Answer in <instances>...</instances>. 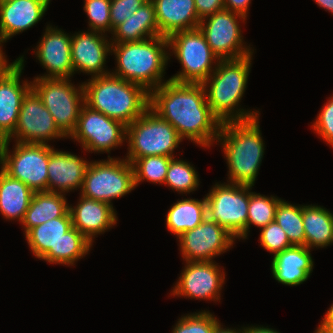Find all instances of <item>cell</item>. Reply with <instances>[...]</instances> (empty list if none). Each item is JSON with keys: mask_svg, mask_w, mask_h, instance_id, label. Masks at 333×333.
Returning a JSON list of instances; mask_svg holds the SVG:
<instances>
[{"mask_svg": "<svg viewBox=\"0 0 333 333\" xmlns=\"http://www.w3.org/2000/svg\"><path fill=\"white\" fill-rule=\"evenodd\" d=\"M149 107L182 139L209 148L218 138L221 122L211 112L203 84L169 80L150 92Z\"/></svg>", "mask_w": 333, "mask_h": 333, "instance_id": "obj_1", "label": "cell"}, {"mask_svg": "<svg viewBox=\"0 0 333 333\" xmlns=\"http://www.w3.org/2000/svg\"><path fill=\"white\" fill-rule=\"evenodd\" d=\"M216 142L226 158L228 183L254 186L265 150L259 116L221 123Z\"/></svg>", "mask_w": 333, "mask_h": 333, "instance_id": "obj_2", "label": "cell"}, {"mask_svg": "<svg viewBox=\"0 0 333 333\" xmlns=\"http://www.w3.org/2000/svg\"><path fill=\"white\" fill-rule=\"evenodd\" d=\"M252 55L220 60L202 83L211 112L221 123L249 120L260 115L259 111L239 107L247 87Z\"/></svg>", "mask_w": 333, "mask_h": 333, "instance_id": "obj_3", "label": "cell"}, {"mask_svg": "<svg viewBox=\"0 0 333 333\" xmlns=\"http://www.w3.org/2000/svg\"><path fill=\"white\" fill-rule=\"evenodd\" d=\"M168 38L156 36L141 41L111 45L115 55L116 69L112 75L143 86L149 93L169 81L164 80L165 69L170 60Z\"/></svg>", "mask_w": 333, "mask_h": 333, "instance_id": "obj_4", "label": "cell"}, {"mask_svg": "<svg viewBox=\"0 0 333 333\" xmlns=\"http://www.w3.org/2000/svg\"><path fill=\"white\" fill-rule=\"evenodd\" d=\"M85 104L125 126L140 117L150 104V93L141 85L110 74L83 82Z\"/></svg>", "mask_w": 333, "mask_h": 333, "instance_id": "obj_5", "label": "cell"}, {"mask_svg": "<svg viewBox=\"0 0 333 333\" xmlns=\"http://www.w3.org/2000/svg\"><path fill=\"white\" fill-rule=\"evenodd\" d=\"M128 152L126 159L146 156L175 157L174 149L183 139L176 129L150 107L126 126Z\"/></svg>", "mask_w": 333, "mask_h": 333, "instance_id": "obj_6", "label": "cell"}, {"mask_svg": "<svg viewBox=\"0 0 333 333\" xmlns=\"http://www.w3.org/2000/svg\"><path fill=\"white\" fill-rule=\"evenodd\" d=\"M168 43L169 51L172 50L169 56L173 53L182 66L181 71L169 78L171 81L202 84L220 61L199 28L175 32L168 37Z\"/></svg>", "mask_w": 333, "mask_h": 333, "instance_id": "obj_7", "label": "cell"}, {"mask_svg": "<svg viewBox=\"0 0 333 333\" xmlns=\"http://www.w3.org/2000/svg\"><path fill=\"white\" fill-rule=\"evenodd\" d=\"M70 79L36 77L31 81V88L67 138L76 129L81 108L85 104L83 83L76 87Z\"/></svg>", "mask_w": 333, "mask_h": 333, "instance_id": "obj_8", "label": "cell"}, {"mask_svg": "<svg viewBox=\"0 0 333 333\" xmlns=\"http://www.w3.org/2000/svg\"><path fill=\"white\" fill-rule=\"evenodd\" d=\"M135 188L131 163L108 155L107 160L90 161L80 195L113 206V199L121 198Z\"/></svg>", "mask_w": 333, "mask_h": 333, "instance_id": "obj_9", "label": "cell"}, {"mask_svg": "<svg viewBox=\"0 0 333 333\" xmlns=\"http://www.w3.org/2000/svg\"><path fill=\"white\" fill-rule=\"evenodd\" d=\"M0 142V168L11 178L20 180L33 192L47 191L49 144Z\"/></svg>", "mask_w": 333, "mask_h": 333, "instance_id": "obj_10", "label": "cell"}, {"mask_svg": "<svg viewBox=\"0 0 333 333\" xmlns=\"http://www.w3.org/2000/svg\"><path fill=\"white\" fill-rule=\"evenodd\" d=\"M205 197L207 217L236 239H247L249 185L217 182Z\"/></svg>", "mask_w": 333, "mask_h": 333, "instance_id": "obj_11", "label": "cell"}, {"mask_svg": "<svg viewBox=\"0 0 333 333\" xmlns=\"http://www.w3.org/2000/svg\"><path fill=\"white\" fill-rule=\"evenodd\" d=\"M238 19L245 22L247 18L230 10L222 9L200 20L198 28L220 60L240 59L254 53V49L252 50L250 45L243 42Z\"/></svg>", "mask_w": 333, "mask_h": 333, "instance_id": "obj_12", "label": "cell"}, {"mask_svg": "<svg viewBox=\"0 0 333 333\" xmlns=\"http://www.w3.org/2000/svg\"><path fill=\"white\" fill-rule=\"evenodd\" d=\"M80 143L90 153H110L126 141V126L84 104L76 129L68 137Z\"/></svg>", "mask_w": 333, "mask_h": 333, "instance_id": "obj_13", "label": "cell"}, {"mask_svg": "<svg viewBox=\"0 0 333 333\" xmlns=\"http://www.w3.org/2000/svg\"><path fill=\"white\" fill-rule=\"evenodd\" d=\"M54 118L31 88L24 96L14 133L7 139L21 143L48 144L49 140L66 138Z\"/></svg>", "mask_w": 333, "mask_h": 333, "instance_id": "obj_14", "label": "cell"}, {"mask_svg": "<svg viewBox=\"0 0 333 333\" xmlns=\"http://www.w3.org/2000/svg\"><path fill=\"white\" fill-rule=\"evenodd\" d=\"M177 239L182 258L186 262L213 261L216 256L233 247L236 240L225 228L208 217Z\"/></svg>", "mask_w": 333, "mask_h": 333, "instance_id": "obj_15", "label": "cell"}, {"mask_svg": "<svg viewBox=\"0 0 333 333\" xmlns=\"http://www.w3.org/2000/svg\"><path fill=\"white\" fill-rule=\"evenodd\" d=\"M225 276L215 261L186 262L171 295L220 302Z\"/></svg>", "mask_w": 333, "mask_h": 333, "instance_id": "obj_16", "label": "cell"}, {"mask_svg": "<svg viewBox=\"0 0 333 333\" xmlns=\"http://www.w3.org/2000/svg\"><path fill=\"white\" fill-rule=\"evenodd\" d=\"M107 34L87 30L75 32L71 37L73 73L83 72L92 77L110 74L105 70L106 58L111 53V41Z\"/></svg>", "mask_w": 333, "mask_h": 333, "instance_id": "obj_17", "label": "cell"}, {"mask_svg": "<svg viewBox=\"0 0 333 333\" xmlns=\"http://www.w3.org/2000/svg\"><path fill=\"white\" fill-rule=\"evenodd\" d=\"M50 24L34 49L39 63L46 69L47 74L38 78H70L74 75L71 59V37L68 33Z\"/></svg>", "mask_w": 333, "mask_h": 333, "instance_id": "obj_18", "label": "cell"}, {"mask_svg": "<svg viewBox=\"0 0 333 333\" xmlns=\"http://www.w3.org/2000/svg\"><path fill=\"white\" fill-rule=\"evenodd\" d=\"M24 55L19 62L0 81V142L7 140L15 130L22 100L31 89V81L22 80Z\"/></svg>", "mask_w": 333, "mask_h": 333, "instance_id": "obj_19", "label": "cell"}, {"mask_svg": "<svg viewBox=\"0 0 333 333\" xmlns=\"http://www.w3.org/2000/svg\"><path fill=\"white\" fill-rule=\"evenodd\" d=\"M89 163L71 152L58 151L49 145L47 191L65 194L81 190Z\"/></svg>", "mask_w": 333, "mask_h": 333, "instance_id": "obj_20", "label": "cell"}, {"mask_svg": "<svg viewBox=\"0 0 333 333\" xmlns=\"http://www.w3.org/2000/svg\"><path fill=\"white\" fill-rule=\"evenodd\" d=\"M76 206L69 205L72 226L94 243L96 235L104 234L117 224V213L112 205L80 195Z\"/></svg>", "mask_w": 333, "mask_h": 333, "instance_id": "obj_21", "label": "cell"}, {"mask_svg": "<svg viewBox=\"0 0 333 333\" xmlns=\"http://www.w3.org/2000/svg\"><path fill=\"white\" fill-rule=\"evenodd\" d=\"M48 5L41 0H12L0 4V46L37 24Z\"/></svg>", "mask_w": 333, "mask_h": 333, "instance_id": "obj_22", "label": "cell"}, {"mask_svg": "<svg viewBox=\"0 0 333 333\" xmlns=\"http://www.w3.org/2000/svg\"><path fill=\"white\" fill-rule=\"evenodd\" d=\"M311 250L293 245L273 256L271 272L278 283L297 286L305 282L313 272Z\"/></svg>", "mask_w": 333, "mask_h": 333, "instance_id": "obj_23", "label": "cell"}, {"mask_svg": "<svg viewBox=\"0 0 333 333\" xmlns=\"http://www.w3.org/2000/svg\"><path fill=\"white\" fill-rule=\"evenodd\" d=\"M160 36L169 37L178 31L192 30L199 26L194 0H151Z\"/></svg>", "mask_w": 333, "mask_h": 333, "instance_id": "obj_24", "label": "cell"}, {"mask_svg": "<svg viewBox=\"0 0 333 333\" xmlns=\"http://www.w3.org/2000/svg\"><path fill=\"white\" fill-rule=\"evenodd\" d=\"M72 227V219L68 211L63 217L31 228L25 234V238L36 258L50 264H57L58 241Z\"/></svg>", "mask_w": 333, "mask_h": 333, "instance_id": "obj_25", "label": "cell"}, {"mask_svg": "<svg viewBox=\"0 0 333 333\" xmlns=\"http://www.w3.org/2000/svg\"><path fill=\"white\" fill-rule=\"evenodd\" d=\"M111 34L113 35L110 38L112 44L141 41L160 36L153 2L151 0L145 2Z\"/></svg>", "mask_w": 333, "mask_h": 333, "instance_id": "obj_26", "label": "cell"}, {"mask_svg": "<svg viewBox=\"0 0 333 333\" xmlns=\"http://www.w3.org/2000/svg\"><path fill=\"white\" fill-rule=\"evenodd\" d=\"M66 194L49 191L34 192L21 224L26 234L46 221L63 217L69 211Z\"/></svg>", "mask_w": 333, "mask_h": 333, "instance_id": "obj_27", "label": "cell"}, {"mask_svg": "<svg viewBox=\"0 0 333 333\" xmlns=\"http://www.w3.org/2000/svg\"><path fill=\"white\" fill-rule=\"evenodd\" d=\"M33 193L26 184L11 178L0 168V214L6 220L18 219L21 223Z\"/></svg>", "mask_w": 333, "mask_h": 333, "instance_id": "obj_28", "label": "cell"}, {"mask_svg": "<svg viewBox=\"0 0 333 333\" xmlns=\"http://www.w3.org/2000/svg\"><path fill=\"white\" fill-rule=\"evenodd\" d=\"M305 246L324 248L333 244V213L323 206L302 205Z\"/></svg>", "mask_w": 333, "mask_h": 333, "instance_id": "obj_29", "label": "cell"}, {"mask_svg": "<svg viewBox=\"0 0 333 333\" xmlns=\"http://www.w3.org/2000/svg\"><path fill=\"white\" fill-rule=\"evenodd\" d=\"M207 217L206 197L186 198L174 203L168 210L166 225L170 233L180 237L184 232L199 226Z\"/></svg>", "mask_w": 333, "mask_h": 333, "instance_id": "obj_30", "label": "cell"}, {"mask_svg": "<svg viewBox=\"0 0 333 333\" xmlns=\"http://www.w3.org/2000/svg\"><path fill=\"white\" fill-rule=\"evenodd\" d=\"M275 221L286 232L292 245L305 246L302 205H292L282 199L275 211Z\"/></svg>", "mask_w": 333, "mask_h": 333, "instance_id": "obj_31", "label": "cell"}, {"mask_svg": "<svg viewBox=\"0 0 333 333\" xmlns=\"http://www.w3.org/2000/svg\"><path fill=\"white\" fill-rule=\"evenodd\" d=\"M167 156H146L128 160L134 172L135 187L142 181L164 184L170 160Z\"/></svg>", "mask_w": 333, "mask_h": 333, "instance_id": "obj_32", "label": "cell"}, {"mask_svg": "<svg viewBox=\"0 0 333 333\" xmlns=\"http://www.w3.org/2000/svg\"><path fill=\"white\" fill-rule=\"evenodd\" d=\"M199 177L196 169L189 162L172 158L167 170L164 184L178 193H191L199 187Z\"/></svg>", "mask_w": 333, "mask_h": 333, "instance_id": "obj_33", "label": "cell"}, {"mask_svg": "<svg viewBox=\"0 0 333 333\" xmlns=\"http://www.w3.org/2000/svg\"><path fill=\"white\" fill-rule=\"evenodd\" d=\"M252 186H249V206L247 218V236L251 225L260 229L266 227L270 222L275 221V211L282 200L275 196H265L260 193L251 192Z\"/></svg>", "mask_w": 333, "mask_h": 333, "instance_id": "obj_34", "label": "cell"}, {"mask_svg": "<svg viewBox=\"0 0 333 333\" xmlns=\"http://www.w3.org/2000/svg\"><path fill=\"white\" fill-rule=\"evenodd\" d=\"M92 245L93 243L72 227L58 241L57 264L73 266L88 254Z\"/></svg>", "mask_w": 333, "mask_h": 333, "instance_id": "obj_35", "label": "cell"}, {"mask_svg": "<svg viewBox=\"0 0 333 333\" xmlns=\"http://www.w3.org/2000/svg\"><path fill=\"white\" fill-rule=\"evenodd\" d=\"M220 321L206 310L181 316L172 333H214Z\"/></svg>", "mask_w": 333, "mask_h": 333, "instance_id": "obj_36", "label": "cell"}, {"mask_svg": "<svg viewBox=\"0 0 333 333\" xmlns=\"http://www.w3.org/2000/svg\"><path fill=\"white\" fill-rule=\"evenodd\" d=\"M111 0H84V11L89 20V29L107 34L111 33Z\"/></svg>", "mask_w": 333, "mask_h": 333, "instance_id": "obj_37", "label": "cell"}, {"mask_svg": "<svg viewBox=\"0 0 333 333\" xmlns=\"http://www.w3.org/2000/svg\"><path fill=\"white\" fill-rule=\"evenodd\" d=\"M260 244L263 248L274 255L293 246L286 232L276 222H270L266 227L261 228L259 237Z\"/></svg>", "mask_w": 333, "mask_h": 333, "instance_id": "obj_38", "label": "cell"}, {"mask_svg": "<svg viewBox=\"0 0 333 333\" xmlns=\"http://www.w3.org/2000/svg\"><path fill=\"white\" fill-rule=\"evenodd\" d=\"M311 127L333 147V96L322 106Z\"/></svg>", "mask_w": 333, "mask_h": 333, "instance_id": "obj_39", "label": "cell"}, {"mask_svg": "<svg viewBox=\"0 0 333 333\" xmlns=\"http://www.w3.org/2000/svg\"><path fill=\"white\" fill-rule=\"evenodd\" d=\"M148 0H111V33Z\"/></svg>", "mask_w": 333, "mask_h": 333, "instance_id": "obj_40", "label": "cell"}, {"mask_svg": "<svg viewBox=\"0 0 333 333\" xmlns=\"http://www.w3.org/2000/svg\"><path fill=\"white\" fill-rule=\"evenodd\" d=\"M199 18H203L224 9V0H194Z\"/></svg>", "mask_w": 333, "mask_h": 333, "instance_id": "obj_41", "label": "cell"}, {"mask_svg": "<svg viewBox=\"0 0 333 333\" xmlns=\"http://www.w3.org/2000/svg\"><path fill=\"white\" fill-rule=\"evenodd\" d=\"M250 3L251 0H224V9L238 13L247 18Z\"/></svg>", "mask_w": 333, "mask_h": 333, "instance_id": "obj_42", "label": "cell"}, {"mask_svg": "<svg viewBox=\"0 0 333 333\" xmlns=\"http://www.w3.org/2000/svg\"><path fill=\"white\" fill-rule=\"evenodd\" d=\"M3 50L0 46V81L8 74V72L19 62L17 58L12 63H9L4 55Z\"/></svg>", "mask_w": 333, "mask_h": 333, "instance_id": "obj_43", "label": "cell"}, {"mask_svg": "<svg viewBox=\"0 0 333 333\" xmlns=\"http://www.w3.org/2000/svg\"><path fill=\"white\" fill-rule=\"evenodd\" d=\"M324 318L320 322L315 331H333V304H331L330 308L326 312Z\"/></svg>", "mask_w": 333, "mask_h": 333, "instance_id": "obj_44", "label": "cell"}, {"mask_svg": "<svg viewBox=\"0 0 333 333\" xmlns=\"http://www.w3.org/2000/svg\"><path fill=\"white\" fill-rule=\"evenodd\" d=\"M244 333H280L275 329L264 327V326H248L244 327Z\"/></svg>", "mask_w": 333, "mask_h": 333, "instance_id": "obj_45", "label": "cell"}, {"mask_svg": "<svg viewBox=\"0 0 333 333\" xmlns=\"http://www.w3.org/2000/svg\"><path fill=\"white\" fill-rule=\"evenodd\" d=\"M224 325H221V323L217 326L214 333H244V327H241V329L237 330L235 328H224Z\"/></svg>", "mask_w": 333, "mask_h": 333, "instance_id": "obj_46", "label": "cell"}, {"mask_svg": "<svg viewBox=\"0 0 333 333\" xmlns=\"http://www.w3.org/2000/svg\"><path fill=\"white\" fill-rule=\"evenodd\" d=\"M314 1L319 7L333 14V0H314Z\"/></svg>", "mask_w": 333, "mask_h": 333, "instance_id": "obj_47", "label": "cell"}, {"mask_svg": "<svg viewBox=\"0 0 333 333\" xmlns=\"http://www.w3.org/2000/svg\"><path fill=\"white\" fill-rule=\"evenodd\" d=\"M314 333H333V331H315Z\"/></svg>", "mask_w": 333, "mask_h": 333, "instance_id": "obj_48", "label": "cell"}, {"mask_svg": "<svg viewBox=\"0 0 333 333\" xmlns=\"http://www.w3.org/2000/svg\"><path fill=\"white\" fill-rule=\"evenodd\" d=\"M41 1L45 2L49 6L51 0H41Z\"/></svg>", "mask_w": 333, "mask_h": 333, "instance_id": "obj_49", "label": "cell"}, {"mask_svg": "<svg viewBox=\"0 0 333 333\" xmlns=\"http://www.w3.org/2000/svg\"><path fill=\"white\" fill-rule=\"evenodd\" d=\"M9 1H12V0H0V4L5 3V2H9Z\"/></svg>", "mask_w": 333, "mask_h": 333, "instance_id": "obj_50", "label": "cell"}]
</instances>
